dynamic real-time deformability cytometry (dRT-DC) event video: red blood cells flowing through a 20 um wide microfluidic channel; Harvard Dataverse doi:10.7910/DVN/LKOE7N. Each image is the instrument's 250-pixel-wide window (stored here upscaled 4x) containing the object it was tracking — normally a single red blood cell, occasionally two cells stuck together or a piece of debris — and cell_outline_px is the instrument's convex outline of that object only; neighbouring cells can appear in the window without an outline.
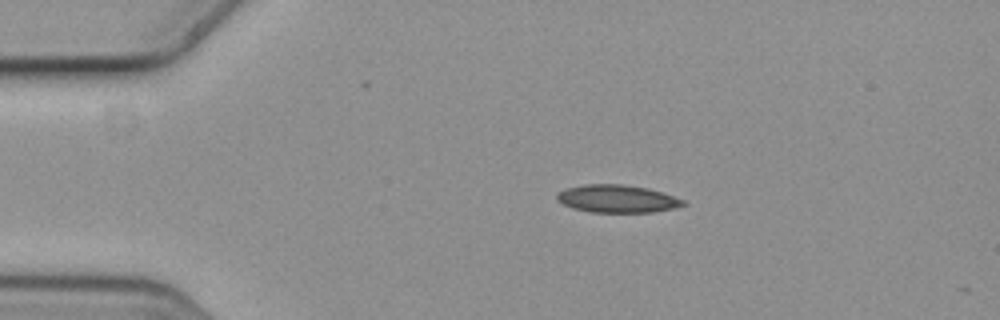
{"species": "common noctule bat (a hibernating species)", "species_latin": "Nyctalus noctula", "temperature_condition": "cold", "stored_images_in_passage": 12, "camera_frame_rate_fps": 3000, "um_per_image_px": 0.085, "animal": {"sex": "female", "body_mass_g": 19.3, "forearm_length_mm": 54.1}, "frame": {"image": 1, "passage_image": 1, "time_ms": 0.0, "image_size_px": [1000, 320], "cell_outline_px": [[688, 204], [672, 208], [652, 212], [588, 212], [572, 208], [556, 200], [556, 192], [568, 188], [588, 184], [620, 184], [648, 188], [684, 200]], "centroid_in_image_um": [52.42, 16.9], "position_along_channel_um": 32.6, "area_um2": 20.23}}
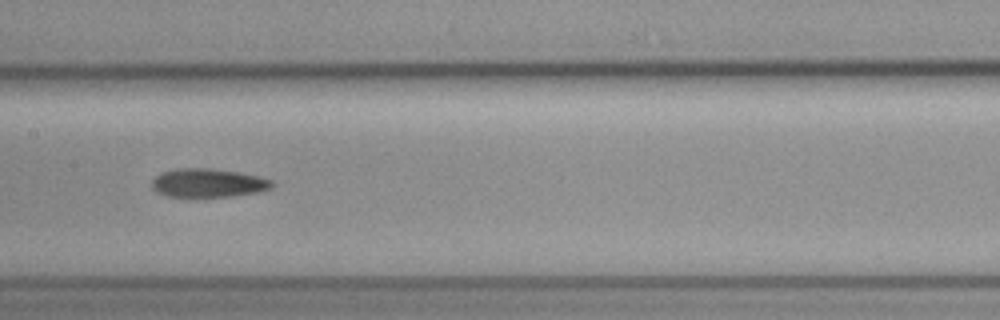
{"frame": {"image": 2, "passage_image": 5, "time_ms": 1.333, "image_size_px": [1000, 320], "cell_outline_px": [[276, 184], [272, 188], [256, 192], [232, 196], [168, 196], [156, 192], [152, 188], [152, 180], [160, 172], [176, 168], [212, 168], [236, 172], [256, 176], [272, 180]], "centroid_in_image_um": [17.67, 15.54], "position_along_channel_um": 189.7, "area_um2": 19.94}}
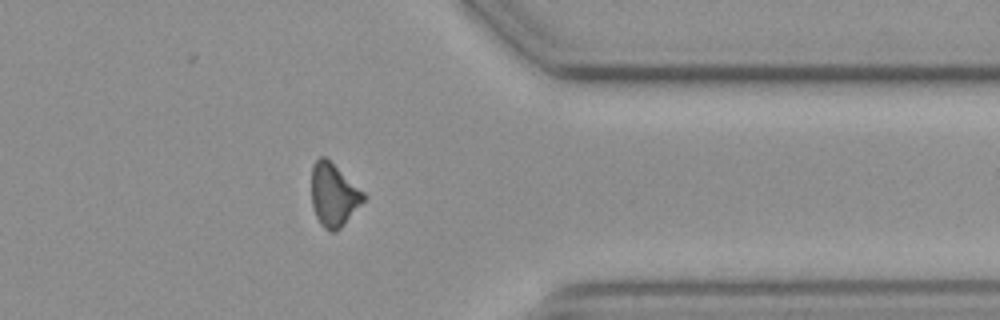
{"frame": {"image": 3, "passage_image": 10, "time_ms": 3.0, "image_size_px": [1000, 320], "cell_outline_px": [[368, 196], [344, 224], [336, 232], [328, 232], [320, 224], [316, 216], [312, 204], [312, 164], [320, 156], [324, 156], [364, 192]], "centroid_in_image_um": [28.36, 16.59], "position_along_channel_um": 383.0, "area_um2": 18.96}}